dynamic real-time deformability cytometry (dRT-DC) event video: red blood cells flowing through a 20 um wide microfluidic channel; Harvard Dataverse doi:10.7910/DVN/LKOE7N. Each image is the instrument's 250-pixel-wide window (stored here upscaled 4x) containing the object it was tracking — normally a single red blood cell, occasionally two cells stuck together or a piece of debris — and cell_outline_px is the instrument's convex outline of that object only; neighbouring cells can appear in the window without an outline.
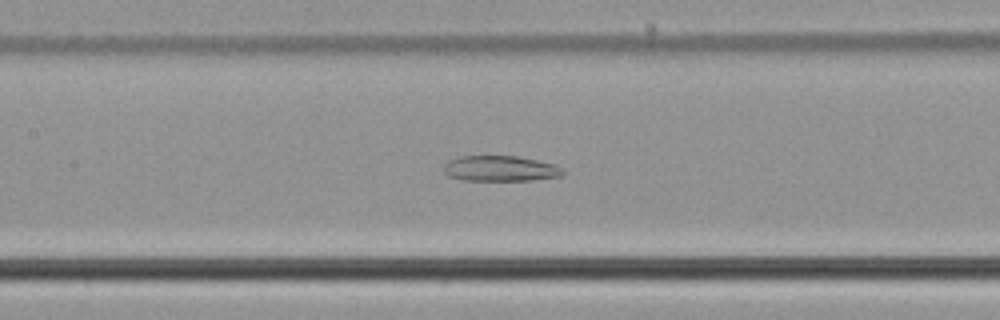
{"species": "common noctule bat (a hibernating species)", "species_latin": "Nyctalus noctula", "temperature_condition": "cold", "stored_images_in_passage": 37, "camera_frame_rate_fps": 3000, "um_per_image_px": 0.085, "animal": {"sex": "male", "body_mass_g": 21.5, "forearm_length_mm": 52.0}, "frame": {"image": 1, "passage_image": 10, "time_ms": 3.0, "image_size_px": [1000, 320], "cell_outline_px": [[564, 172], [560, 176], [532, 180], [464, 180], [448, 176], [444, 172], [444, 164], [448, 160], [460, 156], [516, 156], [556, 164], [564, 168]], "centroid_in_image_um": [42.53, 14.32], "position_along_channel_um": 164.9, "area_um2": 17.74}}
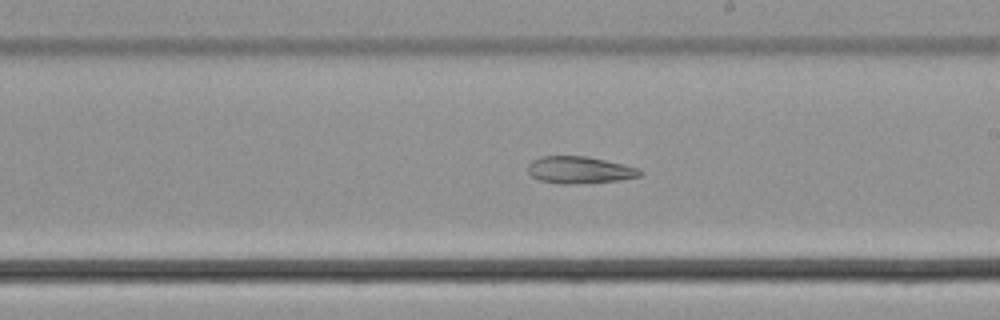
{"frame": {"image": 2, "passage_image": 16, "time_ms": 5.0, "image_size_px": [1000, 320], "cell_outline_px": [[644, 172], [640, 176], [620, 180], [568, 184], [560, 184], [540, 180], [532, 176], [528, 172], [528, 164], [532, 160], [540, 156], [588, 156], [640, 168]], "centroid_in_image_um": [49.27, 14.44], "position_along_channel_um": 239.7, "area_um2": 17.69}}
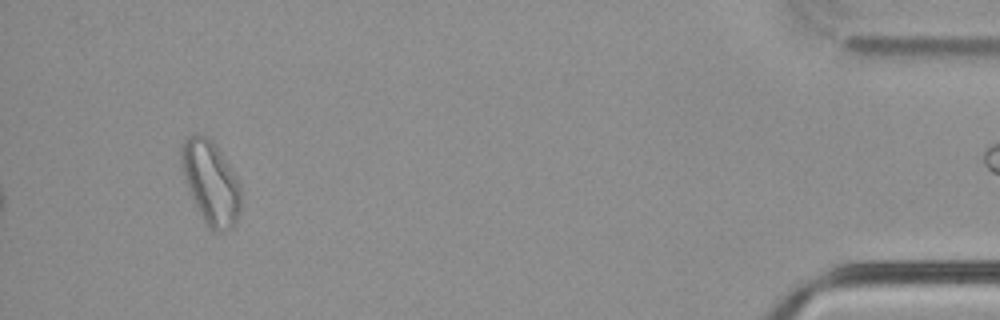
{"frame": {"image": 3, "passage_image": 36, "time_ms": 11.667, "image_size_px": [1000, 320], "cell_outline_px": [[240, 212], [236, 220], [224, 232], [212, 232], [204, 224], [188, 188], [184, 176], [180, 160], [180, 144], [188, 136], [196, 132], [208, 136], [216, 144], [232, 168], [240, 184]], "centroid_in_image_um": [17.9, 15.47], "position_along_channel_um": 417.3, "area_um2": 29.3}}